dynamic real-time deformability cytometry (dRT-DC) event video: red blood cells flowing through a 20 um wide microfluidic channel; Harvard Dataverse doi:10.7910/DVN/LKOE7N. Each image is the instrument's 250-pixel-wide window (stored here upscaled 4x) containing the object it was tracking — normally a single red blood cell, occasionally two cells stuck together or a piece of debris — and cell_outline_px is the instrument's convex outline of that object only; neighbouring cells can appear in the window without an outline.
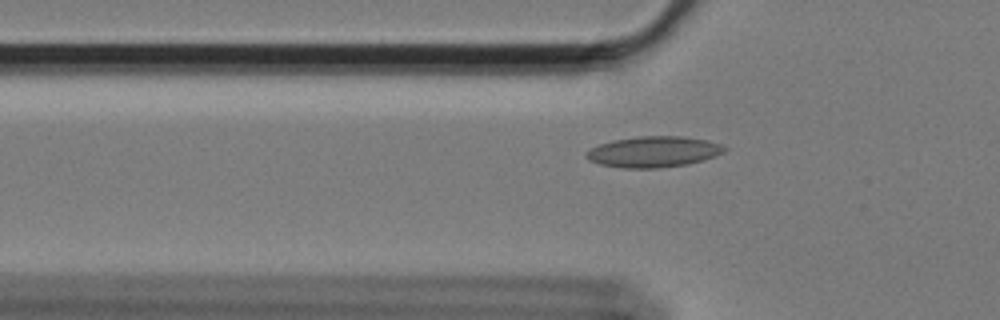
{"species": "Egyptian fruit bat (a non-hibernating species)", "species_latin": "Rousettus aegyptiacus", "temperature_condition": "cold", "stored_images_in_passage": 60, "camera_frame_rate_fps": 3000, "um_per_image_px": 0.085, "animal": {"sex": "female"}, "frame": {"image": 1, "passage_image": 20, "time_ms": 6.333, "image_size_px": [1000, 320], "cell_outline_px": [[728, 148], [724, 152], [716, 156], [688, 164], [656, 168], [624, 168], [600, 164], [588, 160], [584, 156], [584, 152], [600, 144], [612, 140], [636, 136], [684, 136], [708, 140], [720, 144]], "centroid_in_image_um": [55.54, 12.89], "position_along_channel_um": 70.3, "area_um2": 25.03}}
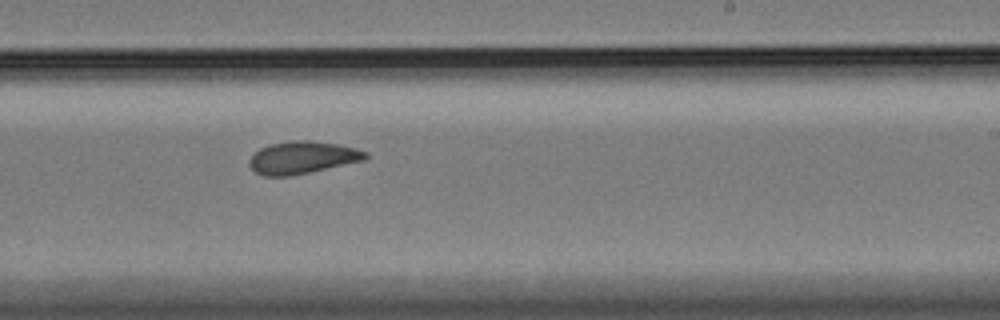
{"frame": {"image": 2, "passage_image": 37, "time_ms": 12.0, "image_size_px": [1000, 320], "cell_outline_px": [[368, 156], [364, 160], [308, 172], [288, 176], [264, 176], [256, 172], [252, 168], [248, 160], [260, 148], [268, 144], [288, 140], [308, 140], [340, 144], [356, 148], [368, 152]], "centroid_in_image_um": [25.7, 13.37], "position_along_channel_um": 263.3, "area_um2": 21.85}}
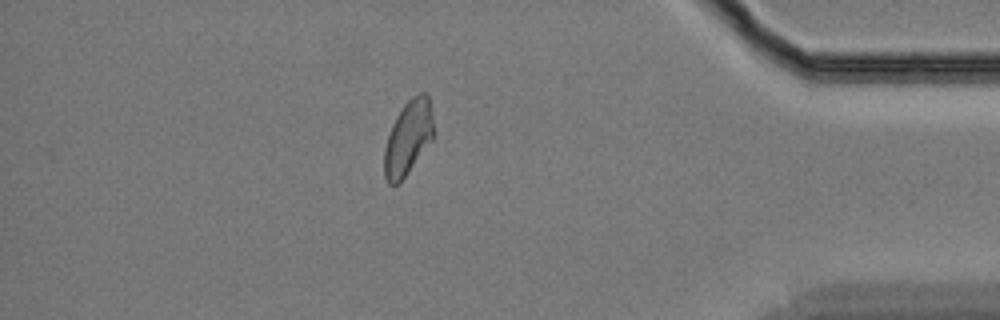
{"frame": {"image": 3, "passage_image": 52, "time_ms": 17.0, "image_size_px": [1000, 320], "cell_outline_px": [[432, 140], [400, 184], [388, 184], [384, 176], [384, 148], [392, 124], [396, 116], [404, 104], [412, 96], [420, 92], [424, 92], [428, 96], [432, 108]], "centroid_in_image_um": [34.68, 11.72], "position_along_channel_um": 400.5, "area_um2": 21.39}, "authors_computed_cell_mechanics": {"area_um2": 21.9062, "velocity_mm_per_s": 3.4054, "shape_relaxation_time_tau1_ms": null, "shape_relaxation_time_tau2_ms": 3.9019, "deformation_change_tau1": null, "deformation_change_tau2": 0.0829}}